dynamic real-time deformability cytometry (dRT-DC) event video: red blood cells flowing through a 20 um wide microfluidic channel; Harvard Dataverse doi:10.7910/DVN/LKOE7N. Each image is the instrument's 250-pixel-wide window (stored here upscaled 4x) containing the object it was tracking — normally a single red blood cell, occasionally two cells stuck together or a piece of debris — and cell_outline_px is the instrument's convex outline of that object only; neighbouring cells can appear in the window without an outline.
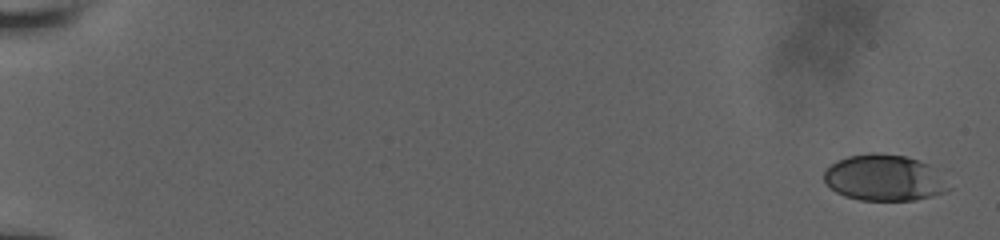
{"species": "human", "species_latin": "Homo sapiens", "temperature_condition": "room temperature", "stored_images_in_passage": 8, "camera_frame_rate_fps": 3000, "um_per_image_px": 0.085, "donor": {"sex": "male"}, "frame": {"image": 1, "passage_image": 1, "time_ms": 0.0, "image_size_px": [1000, 240], "cell_outline_px": [[952, 188], [944, 192], [932, 196], [916, 200], [860, 200], [844, 196], [836, 192], [824, 180], [824, 172], [836, 160], [848, 156], [868, 152], [876, 152], [904, 156], [928, 164]], "centroid_in_image_um": [75.13, 15.11], "position_along_channel_um": 9.9, "area_um2": 33.29}}